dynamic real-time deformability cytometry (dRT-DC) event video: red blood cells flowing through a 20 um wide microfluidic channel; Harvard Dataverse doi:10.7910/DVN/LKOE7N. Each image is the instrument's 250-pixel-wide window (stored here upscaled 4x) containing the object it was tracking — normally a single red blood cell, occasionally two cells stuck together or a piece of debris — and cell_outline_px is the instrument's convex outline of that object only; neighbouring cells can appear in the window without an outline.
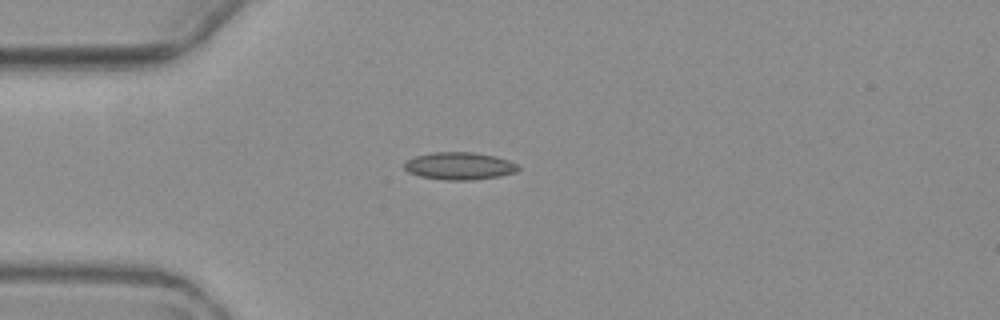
{"species": "common noctule bat (a hibernating species)", "species_latin": "Nyctalus noctula", "temperature_condition": "warm", "stored_images_in_passage": 3, "camera_frame_rate_fps": 3000, "um_per_image_px": 0.085, "animal": {"sex": "female", "body_mass_g": 19.3, "forearm_length_mm": 54.1}, "frame": {"image": 1, "passage_image": 1, "time_ms": 0.0, "image_size_px": [1000, 320], "cell_outline_px": [[520, 168], [516, 172], [500, 176], [468, 180], [448, 180], [420, 176], [408, 172], [404, 168], [404, 164], [408, 160], [416, 156], [432, 152], [472, 152], [496, 156], [508, 160], [516, 164]], "centroid_in_image_um": [39.06, 14.1], "position_along_channel_um": 45.9, "area_um2": 18.09}}
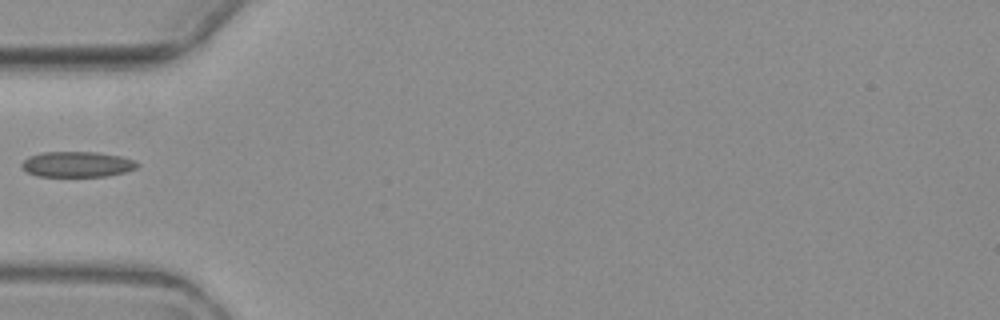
{"frame": {"image": 2, "passage_image": 2, "time_ms": 1.333, "image_size_px": [1000, 320], "cell_outline_px": [[140, 164], [136, 168], [124, 172], [104, 176], [36, 176], [28, 172], [20, 164], [28, 156], [44, 152], [96, 152], [120, 156], [132, 160]], "centroid_in_image_um": [6.54, 13.96], "position_along_channel_um": 78.5, "area_um2": 16.99}}
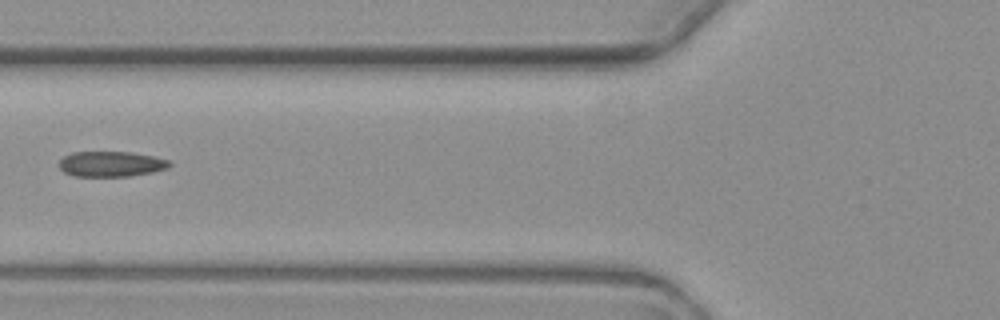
{"frame": {"image": 3, "passage_image": 3, "time_ms": 2.333, "image_size_px": [1000, 320], "cell_outline_px": [[172, 164], [168, 168], [152, 172], [128, 176], [76, 176], [64, 172], [60, 168], [60, 160], [64, 156], [72, 152], [128, 152], [152, 156], [168, 160]], "centroid_in_image_um": [9.44, 13.94], "position_along_channel_um": 116.4, "area_um2": 16.13}}